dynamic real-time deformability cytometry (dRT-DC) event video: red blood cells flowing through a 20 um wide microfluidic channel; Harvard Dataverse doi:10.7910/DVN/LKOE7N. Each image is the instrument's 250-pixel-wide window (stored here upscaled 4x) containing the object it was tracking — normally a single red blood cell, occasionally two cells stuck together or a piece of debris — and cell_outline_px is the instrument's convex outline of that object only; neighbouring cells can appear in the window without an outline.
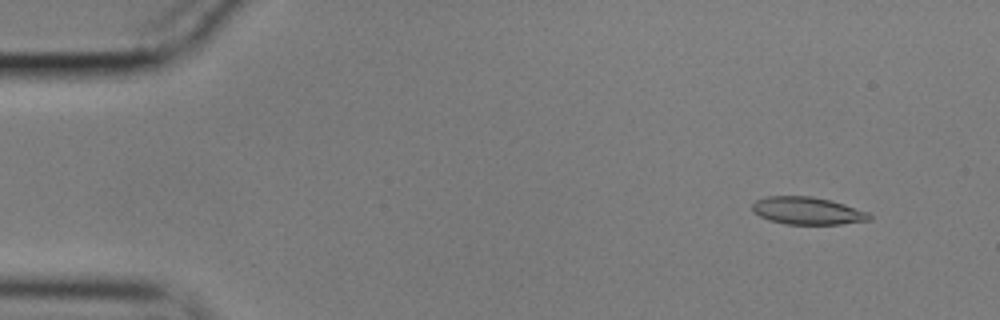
{"species": "common noctule bat (a hibernating species)", "species_latin": "Nyctalus noctula", "temperature_condition": "cold", "stored_images_in_passage": 31, "camera_frame_rate_fps": 3000, "um_per_image_px": 0.085, "animal": {"sex": "male", "body_mass_g": 17.9}, "frame": {"image": 1, "passage_image": 5, "time_ms": 1.333, "image_size_px": [1000, 320], "cell_outline_px": [[872, 220], [840, 224], [784, 224], [768, 220], [752, 212], [752, 204], [756, 200], [768, 196], [812, 196], [832, 200], [868, 212], [872, 216]], "centroid_in_image_um": [68.63, 17.91], "position_along_channel_um": 16.4, "area_um2": 18.9}}
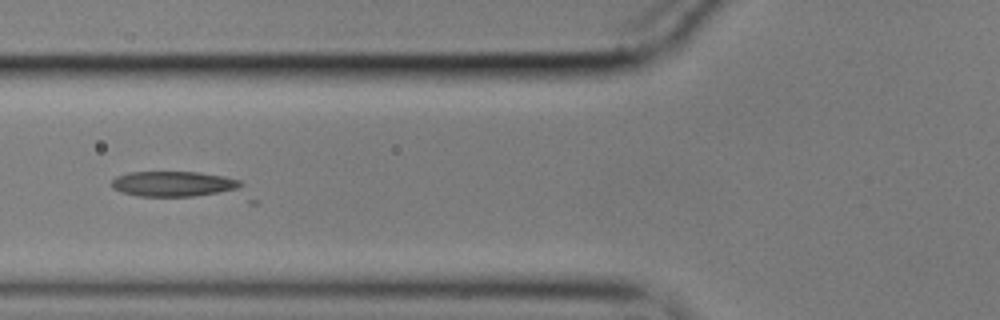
{"frame": {"image": 2, "passage_image": 21, "time_ms": 6.667, "image_size_px": [1000, 320], "cell_outline_px": [[256, 204], [248, 204], [140, 196], [124, 192], [112, 188], [112, 180], [116, 176], [128, 172], [200, 172], [224, 176], [240, 180], [244, 184], [256, 200]], "centroid_in_image_um": [15.68, 15.86], "position_along_channel_um": 110.1, "area_um2": 24.39}}
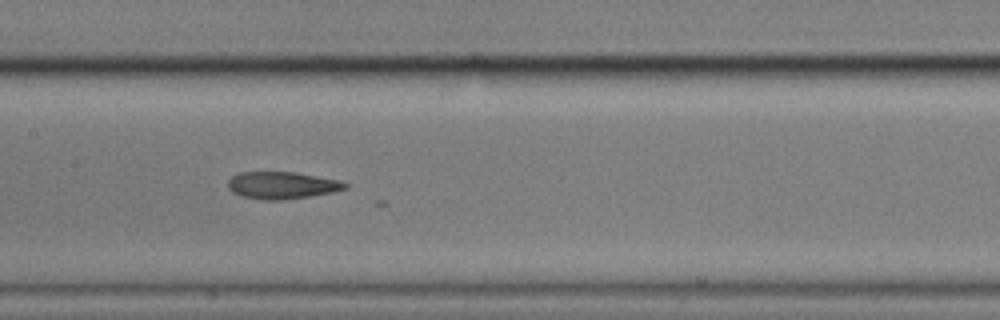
{"frame": {"image": 3, "passage_image": 27, "time_ms": 8.667, "image_size_px": [1000, 320], "cell_outline_px": [[348, 188], [332, 192], [308, 196], [280, 200], [264, 200], [240, 196], [232, 192], [228, 188], [228, 180], [232, 176], [240, 172], [292, 172], [340, 180], [348, 184]], "centroid_in_image_um": [23.94, 15.75], "position_along_channel_um": 183.5, "area_um2": 18.44}}